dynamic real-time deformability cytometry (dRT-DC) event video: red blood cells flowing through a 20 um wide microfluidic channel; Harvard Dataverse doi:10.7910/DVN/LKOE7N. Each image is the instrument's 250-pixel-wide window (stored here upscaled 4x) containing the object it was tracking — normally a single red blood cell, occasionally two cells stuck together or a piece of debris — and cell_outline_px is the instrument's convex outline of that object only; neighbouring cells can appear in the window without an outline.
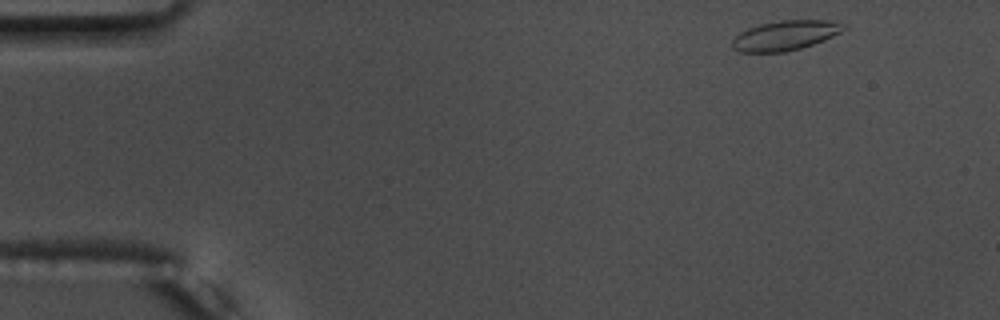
{"species": "common noctule bat (a hibernating species)", "species_latin": "Nyctalus noctula", "temperature_condition": "warm", "stored_images_in_passage": 50, "camera_frame_rate_fps": 3000, "um_per_image_px": 0.085, "animal": {"sex": "male", "body_mass_g": 17.5, "forearm_length_mm": 52.3}, "frame": {"image": 1, "passage_image": 1, "time_ms": 0.0, "image_size_px": [1000, 320], "cell_outline_px": [[844, 28], [840, 32], [824, 40], [800, 48], [784, 52], [740, 52], [732, 48], [732, 40], [740, 32], [748, 28], [760, 24], [780, 20], [828, 20], [844, 24]], "centroid_in_image_um": [66.7, 3.01], "position_along_channel_um": 18.3, "area_um2": 19.13}}
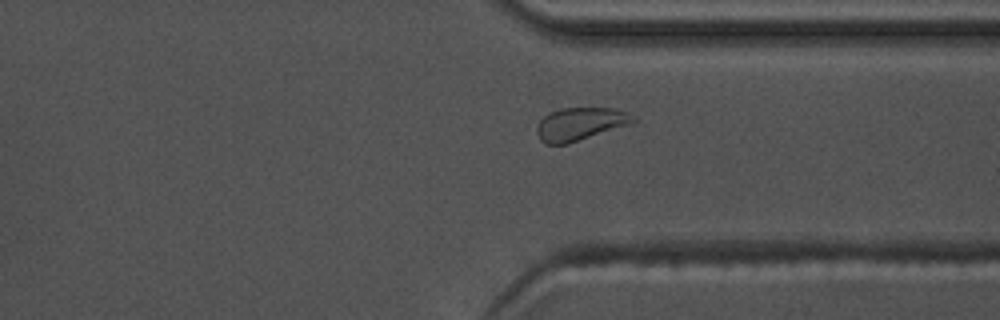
{"frame": {"image": 2, "passage_image": 37, "time_ms": 12.0, "image_size_px": [1000, 320], "cell_outline_px": [[636, 120], [632, 124], [568, 144], [544, 144], [540, 140], [536, 132], [536, 128], [540, 120], [548, 112], [560, 108], [616, 108], [628, 112]], "centroid_in_image_um": [49.31, 10.54], "position_along_channel_um": 362.1, "area_um2": 18.73}}
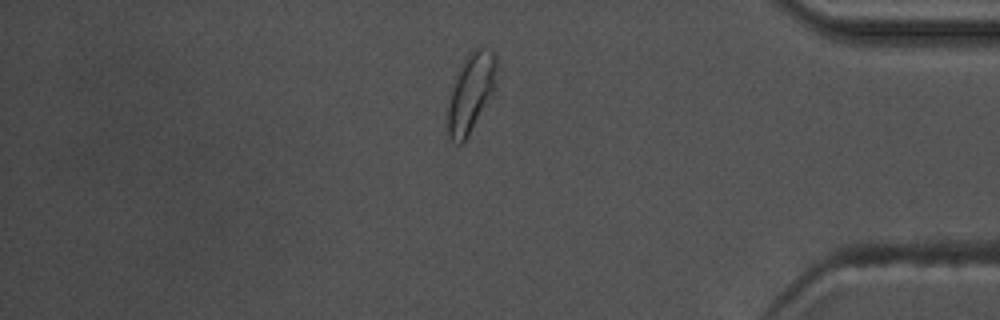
{"frame": {"image": 3, "passage_image": 42, "time_ms": 13.667, "image_size_px": [1000, 320], "cell_outline_px": [[496, 84], [492, 92], [468, 136], [460, 144], [456, 144], [448, 136], [448, 104], [456, 72], [468, 56], [476, 48], [484, 48], [492, 52], [496, 56]], "centroid_in_image_um": [40.01, 7.89], "position_along_channel_um": 395.2, "area_um2": 21.79}, "authors_computed_cell_mechanics": {"area_um2": 18.9873, "velocity_mm_per_s": 3.7125, "shape_relaxation_time_tau1_ms": 3.7795, "shape_relaxation_time_tau2_ms": 0.9116, "deformation_change_tau1": 0.1291, "deformation_change_tau2": 0.0695}}